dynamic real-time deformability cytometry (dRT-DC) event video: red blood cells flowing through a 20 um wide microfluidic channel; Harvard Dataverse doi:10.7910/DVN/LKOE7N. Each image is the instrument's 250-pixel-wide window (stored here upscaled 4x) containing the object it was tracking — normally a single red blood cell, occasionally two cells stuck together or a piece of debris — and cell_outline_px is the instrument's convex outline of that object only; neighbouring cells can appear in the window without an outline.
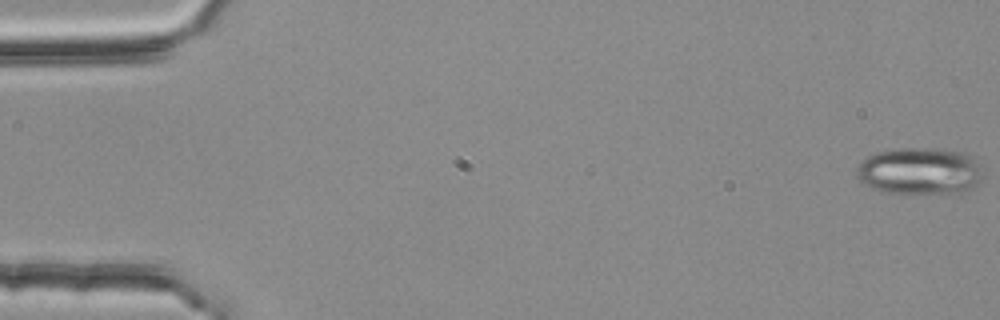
{"species": "common noctule bat (a hibernating species)", "species_latin": "Nyctalus noctula", "temperature_condition": "room temperature", "stored_images_in_passage": 55, "camera_frame_rate_fps": 3000, "um_per_image_px": 0.085, "animal": {"sex": "female", "body_mass_g": 25.1}, "frame": {"image": 1, "passage_image": 1, "time_ms": 0.0, "image_size_px": [1000, 320], "cell_outline_px": [[984, 176], [968, 192], [908, 196], [888, 192], [872, 188], [864, 184], [856, 176], [856, 168], [868, 156], [876, 152], [896, 148], [932, 148], [964, 152], [972, 156], [980, 164]], "centroid_in_image_um": [78.21, 14.58], "position_along_channel_um": 6.8, "area_um2": 35.66}}
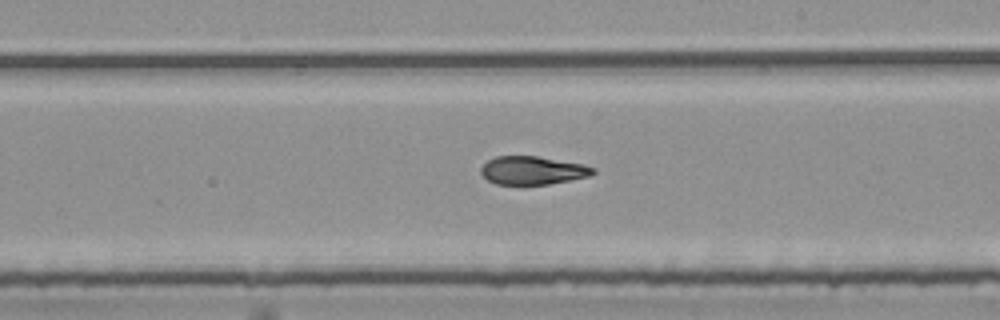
{"frame": {"image": 2, "passage_image": 32, "time_ms": 10.333, "image_size_px": [1000, 320], "cell_outline_px": [[596, 172], [592, 176], [548, 184], [496, 184], [488, 180], [480, 172], [480, 168], [488, 160], [496, 156], [536, 156], [584, 164], [596, 168]], "centroid_in_image_um": [45.31, 14.48], "position_along_channel_um": 243.7, "area_um2": 18.5}}
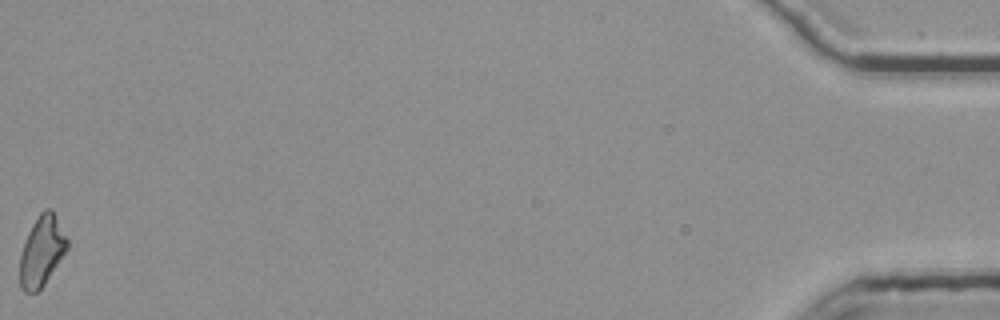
{"frame": {"image": 3, "passage_image": 55, "time_ms": 18.0, "image_size_px": [1000, 320], "cell_outline_px": [[68, 248], [44, 284], [36, 292], [24, 292], [20, 288], [20, 256], [28, 232], [32, 224], [40, 212], [44, 208], [48, 208], [52, 212], [68, 240]], "centroid_in_image_um": [3.53, 21.36], "position_along_channel_um": 431.7, "area_um2": 18.9}, "authors_computed_cell_mechanics": {"area_um2": 19.8832, "velocity_mm_per_s": 3.7985, "shape_relaxation_time_tau1_ms": 10.2841, "shape_relaxation_time_tau2_ms": 2.0309, "deformation_change_tau1": 0.2721, "deformation_change_tau2": 0.0974}}